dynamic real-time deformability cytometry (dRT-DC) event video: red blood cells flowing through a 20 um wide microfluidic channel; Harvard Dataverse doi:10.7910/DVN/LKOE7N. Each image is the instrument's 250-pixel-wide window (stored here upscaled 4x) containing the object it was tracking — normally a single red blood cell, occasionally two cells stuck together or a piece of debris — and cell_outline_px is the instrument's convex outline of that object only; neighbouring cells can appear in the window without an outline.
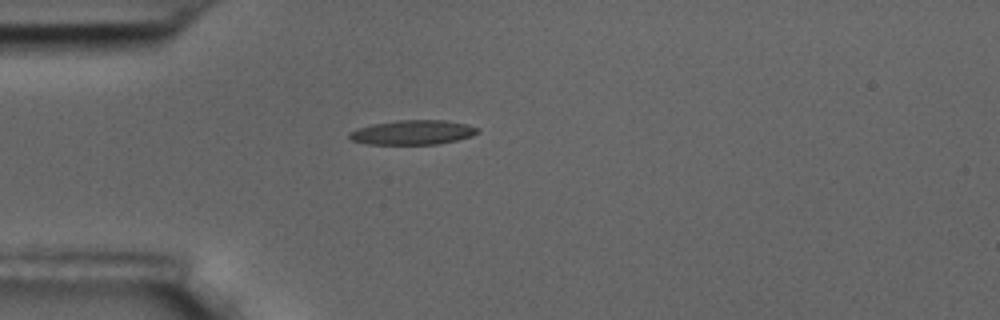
{"species": "common noctule bat (a hibernating species)", "species_latin": "Nyctalus noctula", "temperature_condition": "room temperature", "stored_images_in_passage": 2, "camera_frame_rate_fps": 3000, "um_per_image_px": 0.085, "animal": {"sex": "male", "body_mass_g": 17.5, "forearm_length_mm": 52.3}, "frame": {"image": 1, "passage_image": 1, "time_ms": 0.0, "image_size_px": [1000, 320], "cell_outline_px": [[480, 132], [472, 136], [456, 140], [436, 144], [368, 144], [352, 140], [348, 136], [348, 132], [356, 128], [372, 124], [396, 120], [444, 120], [468, 124], [480, 128]], "centroid_in_image_um": [35.09, 11.24], "position_along_channel_um": 49.9, "area_um2": 18.44}}